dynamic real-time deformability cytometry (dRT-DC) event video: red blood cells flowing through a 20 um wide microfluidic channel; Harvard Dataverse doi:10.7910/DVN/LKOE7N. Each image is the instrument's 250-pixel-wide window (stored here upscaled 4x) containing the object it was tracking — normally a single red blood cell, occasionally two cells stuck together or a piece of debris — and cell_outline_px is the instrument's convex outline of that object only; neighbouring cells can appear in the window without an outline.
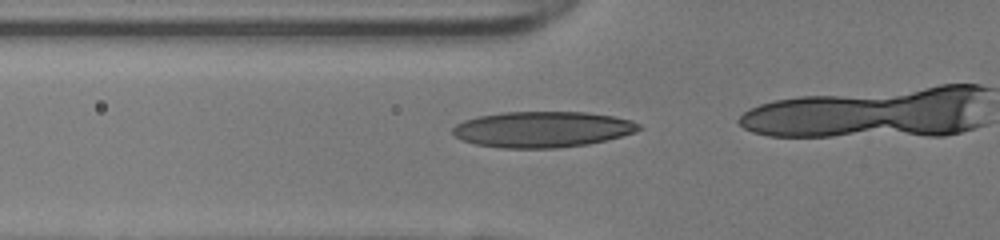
{"species": "human", "species_latin": "Homo sapiens", "temperature_condition": "room temperature", "stored_images_in_passage": 19, "camera_frame_rate_fps": 3000, "um_per_image_px": 0.085, "donor": {"sex": "female"}, "frame": {"image": 1, "passage_image": 15, "time_ms": 4.667, "image_size_px": [1000, 240], "cell_outline_px": [[644, 128], [636, 132], [588, 144], [556, 148], [504, 148], [476, 144], [464, 140], [456, 136], [452, 132], [452, 128], [456, 124], [464, 120], [476, 116], [504, 112], [588, 112], [612, 116], [632, 120], [640, 124]], "centroid_in_image_um": [46.12, 10.99], "position_along_channel_um": 79.7, "area_um2": 38.96}}
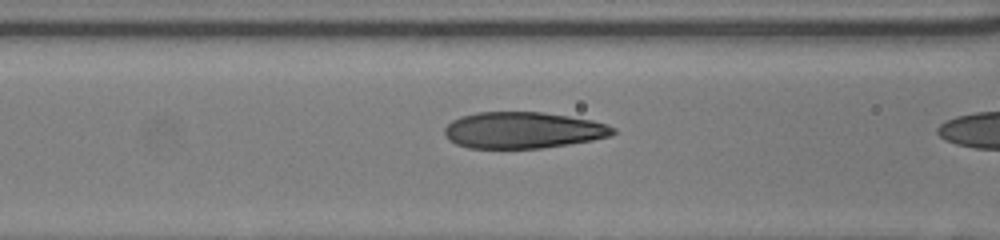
{"frame": {"image": 2, "passage_image": 18, "time_ms": 5.667, "image_size_px": [1000, 240], "cell_outline_px": [[616, 132], [612, 136], [592, 140], [544, 148], [468, 148], [456, 144], [448, 140], [444, 132], [444, 128], [452, 120], [460, 116], [476, 112], [544, 112], [592, 120], [608, 124], [616, 128]], "centroid_in_image_um": [44.46, 11.06], "position_along_channel_um": 122.1, "area_um2": 36.01}}